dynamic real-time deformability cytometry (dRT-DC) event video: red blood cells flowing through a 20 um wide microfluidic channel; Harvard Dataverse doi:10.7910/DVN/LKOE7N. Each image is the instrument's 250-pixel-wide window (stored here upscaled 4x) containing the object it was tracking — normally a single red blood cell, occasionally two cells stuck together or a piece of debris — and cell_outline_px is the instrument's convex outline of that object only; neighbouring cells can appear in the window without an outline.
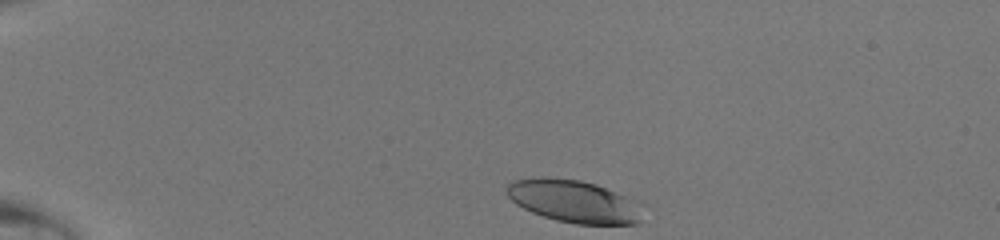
{"species": "human", "species_latin": "Homo sapiens", "temperature_condition": "room temperature", "stored_images_in_passage": 38, "camera_frame_rate_fps": 3000, "um_per_image_px": 0.085, "donor": {"sex": "male"}, "frame": {"image": 1, "passage_image": 1, "time_ms": 0.0, "image_size_px": [1000, 240], "cell_outline_px": [[640, 220], [636, 224], [576, 224], [556, 220], [532, 212], [516, 204], [508, 196], [508, 184], [516, 180], [580, 180], [596, 184], [620, 196]], "centroid_in_image_um": [48.6, 17.15], "position_along_channel_um": 36.4, "area_um2": 30.87}}
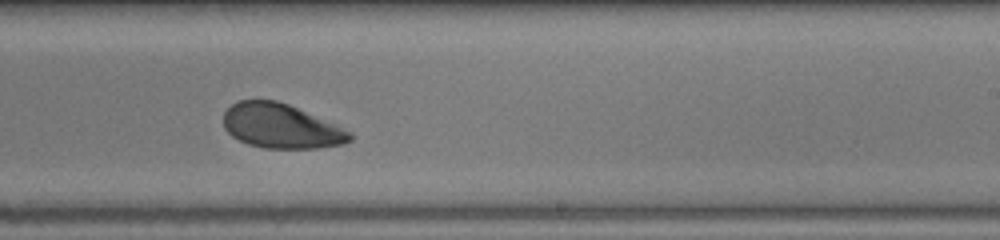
{"frame": {"image": 2, "passage_image": 22, "time_ms": 7.0, "image_size_px": [1000, 240], "cell_outline_px": [[352, 140], [344, 144], [316, 148], [264, 148], [248, 144], [232, 136], [224, 128], [224, 112], [232, 104], [240, 100], [276, 100], [288, 104], [352, 132]], "centroid_in_image_um": [23.88, 10.73], "position_along_channel_um": 265.1, "area_um2": 32.48}}
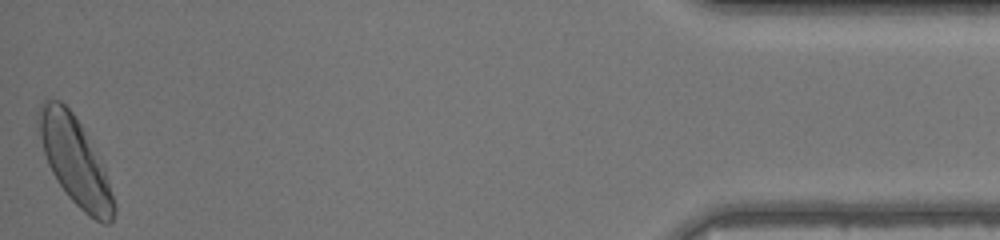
{"frame": {"image": 3, "passage_image": 38, "time_ms": 12.333, "image_size_px": [1000, 240], "cell_outline_px": [[116, 212], [112, 220], [108, 224], [104, 224], [88, 216], [68, 196], [56, 180], [48, 164], [44, 152], [36, 120], [36, 112], [40, 104], [44, 100], [60, 100], [72, 112], [80, 124], [104, 168], [116, 204]], "centroid_in_image_um": [6.36, 13.7], "position_along_channel_um": 428.8, "area_um2": 37.92}}